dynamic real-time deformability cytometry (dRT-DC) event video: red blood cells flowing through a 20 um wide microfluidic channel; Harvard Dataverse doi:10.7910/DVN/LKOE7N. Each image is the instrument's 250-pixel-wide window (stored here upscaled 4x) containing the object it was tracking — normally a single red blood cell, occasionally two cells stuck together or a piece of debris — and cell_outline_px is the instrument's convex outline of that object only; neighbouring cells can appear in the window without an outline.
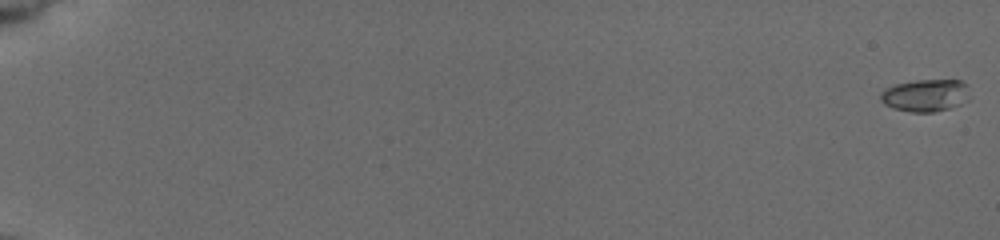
{"species": "common noctule bat (a hibernating species)", "species_latin": "Nyctalus noctula", "temperature_condition": "cold", "stored_images_in_passage": 63, "camera_frame_rate_fps": 3000, "um_per_image_px": 0.085, "animal": {"sex": "female", "body_mass_g": 19.5, "forearm_length_mm": 54.1}, "frame": {"image": 1, "passage_image": 1, "time_ms": 0.0, "image_size_px": [1000, 240], "cell_outline_px": [[968, 100], [960, 104], [948, 108], [932, 112], [912, 112], [892, 108], [884, 104], [880, 100], [880, 92], [884, 88], [896, 84], [916, 80], [960, 80], [964, 84]], "centroid_in_image_um": [78.58, 8.11], "position_along_channel_um": 6.4, "area_um2": 16.59}}
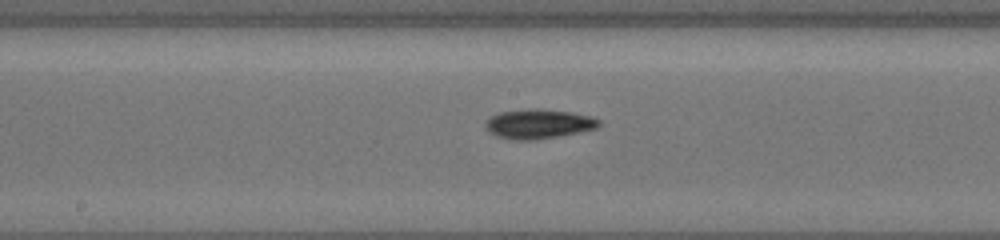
{"frame": {"image": 2, "passage_image": 38, "time_ms": 11.0, "image_size_px": [1000, 240], "cell_outline_px": [[600, 124], [596, 128], [560, 136], [532, 140], [516, 140], [496, 136], [484, 124], [492, 116], [500, 112], [532, 108], [536, 108], [572, 112], [592, 116], [600, 120]], "centroid_in_image_um": [45.82, 10.52], "position_along_channel_um": 202.4, "area_um2": 19.31}}
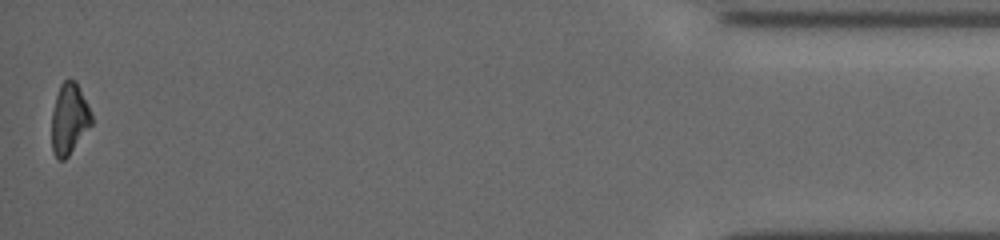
{"frame": {"image": 3, "passage_image": 63, "time_ms": 19.0, "image_size_px": [1000, 240], "cell_outline_px": [[92, 124], [68, 156], [64, 160], [60, 160], [52, 152], [52, 112], [56, 96], [60, 84], [64, 80], [76, 80], [88, 104], [92, 116]], "centroid_in_image_um": [5.89, 10.09], "position_along_channel_um": 429.3, "area_um2": 16.42}, "authors_computed_cell_mechanics": {"area_um2": 17.051, "velocity_mm_per_s": 3.7586, "shape_relaxation_time_tau1_ms": 2.7801, "shape_relaxation_time_tau2_ms": 8.1428, "deformation_change_tau1": 0.1034, "deformation_change_tau2": 0.1647}}